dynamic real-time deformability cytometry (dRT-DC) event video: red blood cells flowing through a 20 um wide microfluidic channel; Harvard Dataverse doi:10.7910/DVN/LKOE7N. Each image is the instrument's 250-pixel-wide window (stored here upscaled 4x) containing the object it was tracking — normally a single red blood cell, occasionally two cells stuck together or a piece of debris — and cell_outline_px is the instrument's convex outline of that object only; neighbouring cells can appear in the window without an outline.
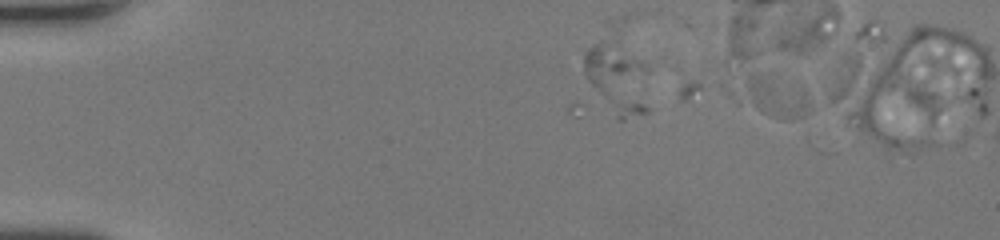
{"species": "human", "species_latin": "Homo sapiens", "temperature_condition": "room temperature", "stored_images_in_passage": 7, "camera_frame_rate_fps": 3000, "um_per_image_px": 0.085, "donor": {"sex": "female"}, "frame": {"image": 1, "passage_image": 3, "time_ms": 0.667, "image_size_px": [1000, 240], "cell_outline_px": [[808, 112], [800, 116], [788, 120], [784, 120], [736, 104], [728, 96], [728, 92], [748, 76], [752, 76], [804, 92], [808, 96]], "centroid_in_image_um": [65.44, 8.36], "position_along_channel_um": 19.6, "area_um2": 16.3}}